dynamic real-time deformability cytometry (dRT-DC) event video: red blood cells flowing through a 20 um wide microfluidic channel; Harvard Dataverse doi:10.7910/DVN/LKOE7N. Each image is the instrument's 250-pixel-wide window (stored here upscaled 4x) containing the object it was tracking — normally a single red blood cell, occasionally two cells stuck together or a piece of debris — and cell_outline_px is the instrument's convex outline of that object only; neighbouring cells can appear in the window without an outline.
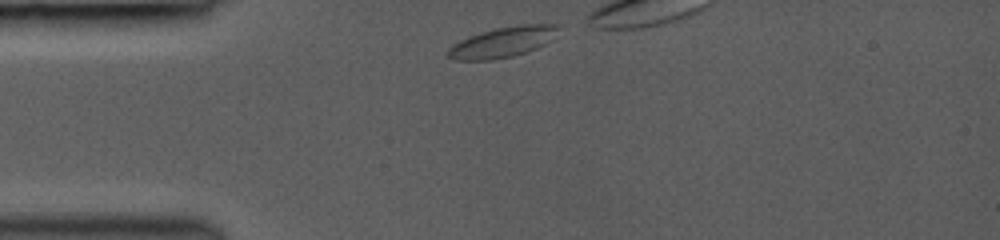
{"species": "common noctule bat (a hibernating species)", "species_latin": "Nyctalus noctula", "temperature_condition": "room temperature", "stored_images_in_passage": 16, "camera_frame_rate_fps": 3000, "um_per_image_px": 0.085, "animal": {"sex": "female", "body_mass_g": 19.0, "forearm_length_mm": 53.3}, "frame": {"image": 1, "passage_image": 1, "time_ms": 0.0, "image_size_px": [1000, 240], "cell_outline_px": [[560, 24], [552, 40], [536, 48], [512, 56], [492, 60], [456, 60], [448, 56], [448, 48], [452, 44], [460, 40], [480, 32], [496, 28], [516, 24]], "centroid_in_image_um": [42.72, 3.57], "position_along_channel_um": 42.3, "area_um2": 19.48}}
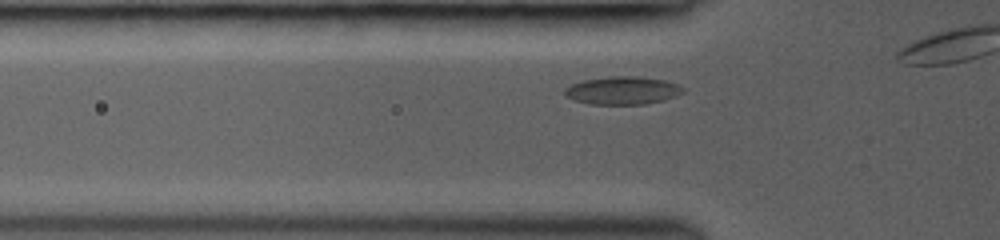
{"frame": {"image": 2, "passage_image": 8, "time_ms": 1.333, "image_size_px": [1000, 240], "cell_outline_px": [[684, 92], [676, 96], [664, 100], [644, 104], [588, 104], [564, 96], [564, 88], [572, 84], [584, 80], [608, 76], [640, 76], [664, 80], [680, 84], [684, 88]], "centroid_in_image_um": [52.93, 7.68], "position_along_channel_um": 72.9, "area_um2": 19.42}}
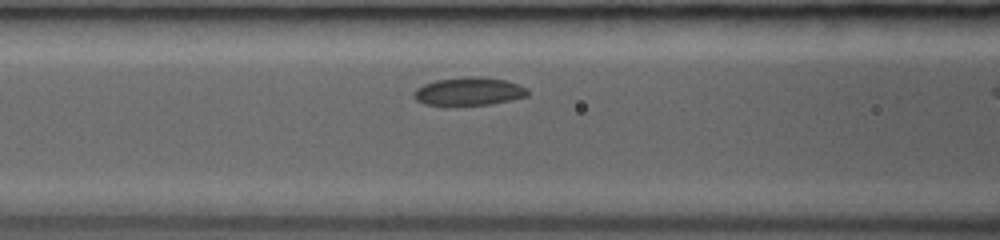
{"frame": {"image": 3, "passage_image": 14, "time_ms": 2.667, "image_size_px": [1000, 240], "cell_outline_px": [[528, 96], [488, 104], [444, 108], [424, 104], [416, 100], [412, 96], [412, 92], [416, 88], [424, 84], [436, 80], [468, 76], [484, 76], [504, 80], [528, 88]], "centroid_in_image_um": [39.76, 7.8], "position_along_channel_um": 126.8, "area_um2": 19.31}}